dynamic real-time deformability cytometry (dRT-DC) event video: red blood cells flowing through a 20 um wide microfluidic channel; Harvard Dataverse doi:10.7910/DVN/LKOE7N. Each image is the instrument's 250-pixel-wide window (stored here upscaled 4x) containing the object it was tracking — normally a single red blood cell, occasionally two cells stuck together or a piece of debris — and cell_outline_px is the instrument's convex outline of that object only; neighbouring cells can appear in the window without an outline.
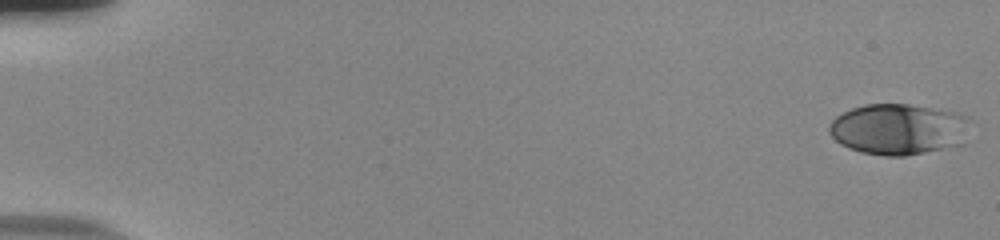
{"species": "human", "species_latin": "Homo sapiens", "temperature_condition": "room temperature", "stored_images_in_passage": 54, "camera_frame_rate_fps": 3000, "um_per_image_px": 0.085, "donor": {"sex": "male"}, "frame": {"image": 1, "passage_image": 1, "time_ms": 0.0, "image_size_px": [1000, 240], "cell_outline_px": [[976, 120], [964, 144], [904, 156], [884, 156], [860, 152], [848, 148], [840, 144], [828, 132], [828, 124], [836, 116], [852, 108], [864, 104], [908, 104], [960, 112]], "centroid_in_image_um": [76.47, 10.97], "position_along_channel_um": 8.5, "area_um2": 43.0}}
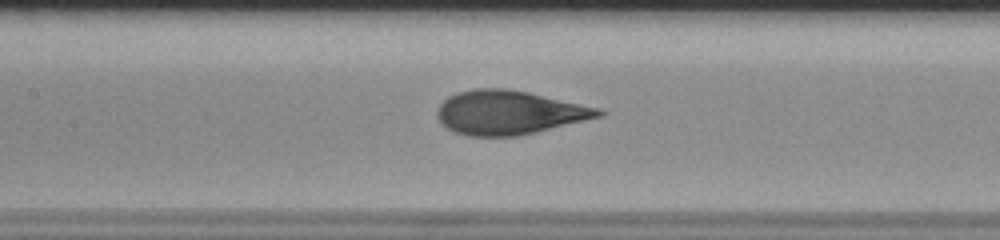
{"frame": {"image": 2, "passage_image": 27, "time_ms": 8.667, "image_size_px": [1000, 240], "cell_outline_px": [[604, 116], [516, 136], [468, 136], [452, 132], [436, 116], [436, 112], [440, 104], [448, 96], [456, 92], [476, 88], [504, 88], [528, 92], [600, 108], [604, 112]], "centroid_in_image_um": [43.25, 9.56], "position_along_channel_um": 164.2, "area_um2": 41.15}}
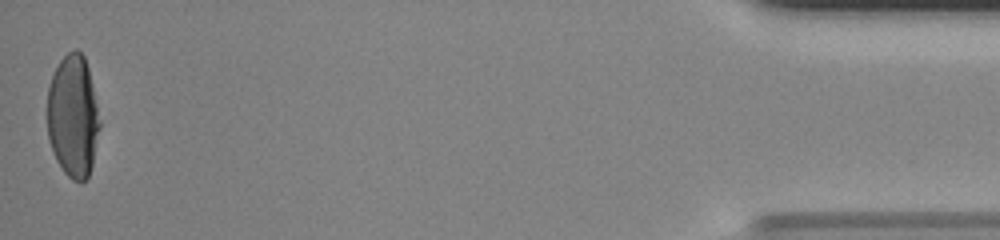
{"frame": {"image": 3, "passage_image": 54, "time_ms": 17.667, "image_size_px": [1000, 240], "cell_outline_px": [[100, 128], [92, 164], [88, 176], [80, 184], [72, 180], [64, 172], [56, 160], [52, 152], [48, 136], [48, 88], [52, 76], [60, 60], [68, 52], [76, 48], [84, 56], [88, 68], [100, 120]], "centroid_in_image_um": [6.21, 9.91], "position_along_channel_um": 429.0, "area_um2": 37.34}, "authors_computed_cell_mechanics": {"area_um2": 41.1247, "velocity_mm_per_s": 3.8442, "shape_relaxation_time_tau1_ms": 5.3309, "shape_relaxation_time_tau2_ms": null, "deformation_change_tau1": 0.234, "deformation_change_tau2": null}}